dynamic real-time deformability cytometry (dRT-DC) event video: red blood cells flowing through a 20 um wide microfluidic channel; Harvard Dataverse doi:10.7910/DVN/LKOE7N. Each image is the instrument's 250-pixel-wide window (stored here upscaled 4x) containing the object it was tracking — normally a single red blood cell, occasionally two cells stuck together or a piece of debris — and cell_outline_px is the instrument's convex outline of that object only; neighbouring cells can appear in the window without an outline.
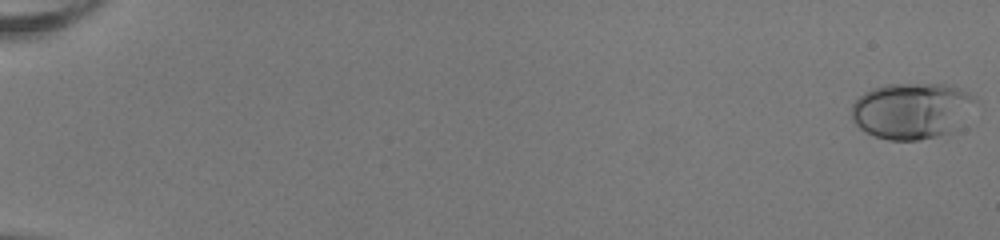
{"species": "human", "species_latin": "Homo sapiens", "temperature_condition": "room temperature", "stored_images_in_passage": 53, "camera_frame_rate_fps": 3000, "um_per_image_px": 0.085, "donor": {"sex": "female"}, "frame": {"image": 1, "passage_image": 1, "time_ms": 0.0, "image_size_px": [1000, 240], "cell_outline_px": [[976, 100], [952, 132], [920, 140], [888, 140], [864, 132], [852, 120], [852, 104], [864, 92], [872, 88], [884, 84], [944, 84], [968, 92], [976, 96]], "centroid_in_image_um": [77.44, 9.4], "position_along_channel_um": 7.6, "area_um2": 40.17}}
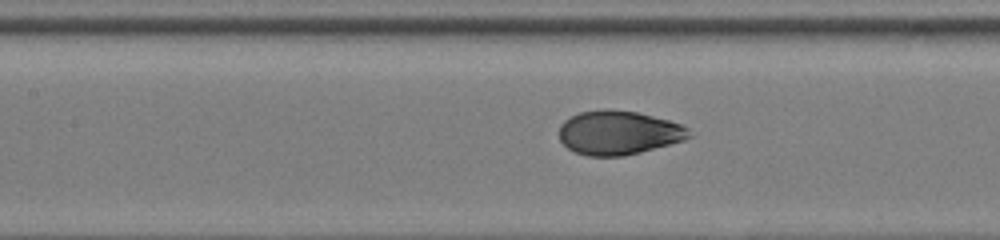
{"frame": {"image": 2, "passage_image": 27, "time_ms": 8.667, "image_size_px": [1000, 240], "cell_outline_px": [[696, 136], [684, 140], [640, 152], [624, 156], [588, 156], [576, 152], [568, 148], [560, 140], [560, 124], [564, 120], [580, 112], [604, 108], [608, 108], [636, 112], [668, 120], [680, 124], [688, 128]], "centroid_in_image_um": [52.6, 11.27], "position_along_channel_um": 154.8, "area_um2": 33.41}}
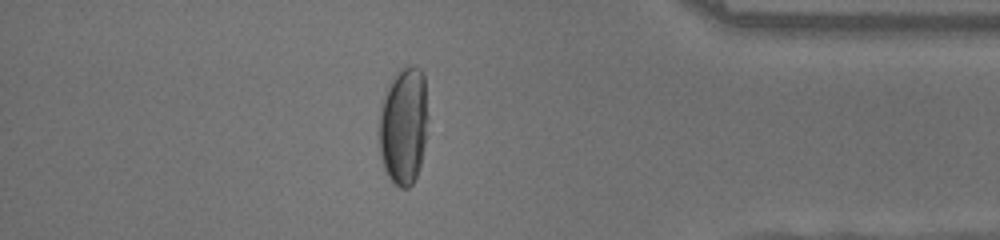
{"frame": {"image": 3, "passage_image": 47, "time_ms": 15.333, "image_size_px": [1000, 240], "cell_outline_px": [[428, 116], [424, 144], [420, 164], [416, 176], [412, 184], [408, 188], [400, 188], [388, 176], [384, 168], [380, 156], [380, 104], [388, 84], [392, 76], [396, 72], [412, 64], [420, 68], [424, 72]], "centroid_in_image_um": [34.31, 10.64], "position_along_channel_um": 400.9, "area_um2": 33.7}, "authors_computed_cell_mechanics": {"area_um2": 34.5066, "velocity_mm_per_s": 4.0279, "shape_relaxation_time_tau1_ms": 4.0927, "shape_relaxation_time_tau2_ms": null, "deformation_change_tau1": 0.2046, "deformation_change_tau2": null}}